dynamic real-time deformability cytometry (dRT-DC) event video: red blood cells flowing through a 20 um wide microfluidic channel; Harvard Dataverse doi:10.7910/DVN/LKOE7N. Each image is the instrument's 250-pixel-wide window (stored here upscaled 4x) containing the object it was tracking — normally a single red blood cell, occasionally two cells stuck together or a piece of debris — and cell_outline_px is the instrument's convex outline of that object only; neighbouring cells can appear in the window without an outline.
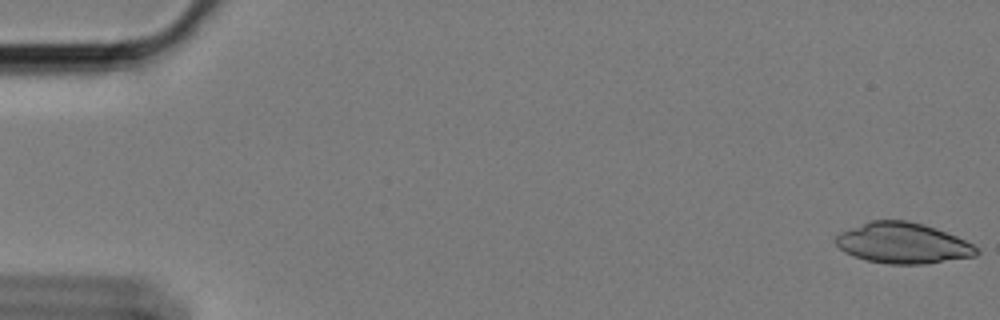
{"species": "Egyptian fruit bat (a non-hibernating species)", "species_latin": "Rousettus aegyptiacus", "temperature_condition": "cold", "stored_images_in_passage": 59, "camera_frame_rate_fps": 3000, "um_per_image_px": 0.085, "animal": {"sex": "female"}, "frame": {"image": 1, "passage_image": 1, "time_ms": 0.0, "image_size_px": [1000, 320], "cell_outline_px": [[980, 252], [976, 256], [924, 264], [888, 264], [864, 260], [844, 252], [832, 240], [840, 232], [848, 228], [872, 220], [908, 220], [924, 224], [936, 228], [956, 236], [980, 248]], "centroid_in_image_um": [76.73, 20.66], "position_along_channel_um": 8.3, "area_um2": 33.7}}
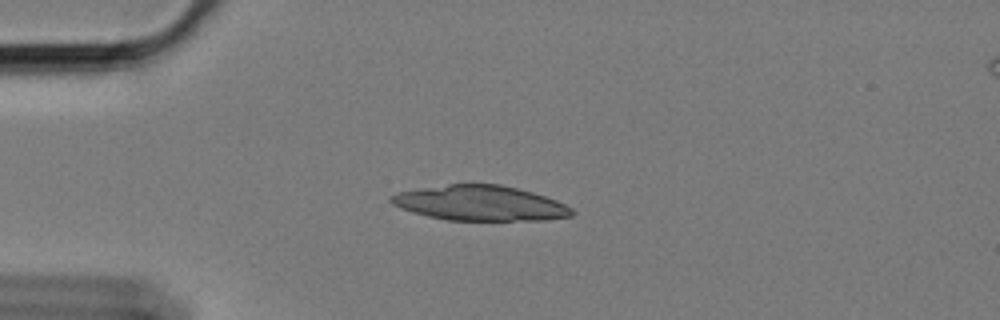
{"frame": {"image": 2, "passage_image": 15, "time_ms": 4.667, "image_size_px": [1000, 320], "cell_outline_px": [[576, 212], [572, 216], [548, 220], [444, 220], [412, 212], [400, 208], [392, 204], [388, 200], [388, 196], [396, 192], [448, 184], [500, 184], [532, 192], [556, 200], [572, 208]], "centroid_in_image_um": [40.79, 17.27], "position_along_channel_um": 44.2, "area_um2": 37.11}}